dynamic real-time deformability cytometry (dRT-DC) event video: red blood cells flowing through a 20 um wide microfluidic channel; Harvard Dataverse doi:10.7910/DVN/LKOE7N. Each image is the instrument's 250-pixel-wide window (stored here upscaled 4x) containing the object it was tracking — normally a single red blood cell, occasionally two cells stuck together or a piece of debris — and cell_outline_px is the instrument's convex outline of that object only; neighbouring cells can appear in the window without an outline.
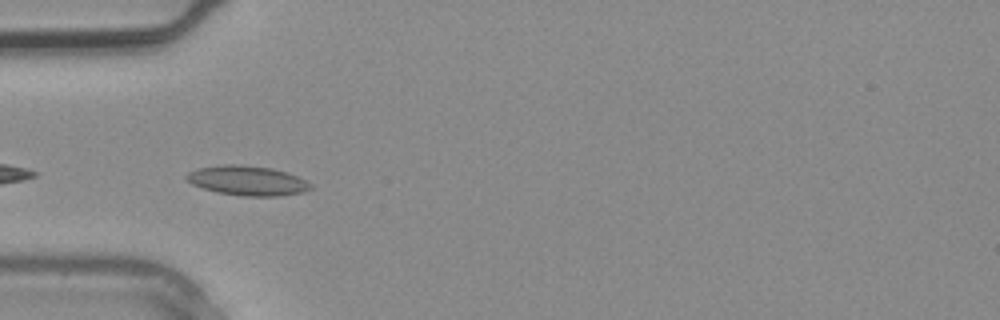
{"species": "common noctule bat (a hibernating species)", "species_latin": "Nyctalus noctula", "temperature_condition": "warm", "stored_images_in_passage": 3, "camera_frame_rate_fps": 3000, "um_per_image_px": 0.085, "animal": {"sex": "male", "body_mass_g": 20.4}, "frame": {"image": 1, "passage_image": 3, "time_ms": 0.667, "image_size_px": [1000, 320], "cell_outline_px": [[312, 188], [304, 192], [280, 196], [244, 196], [216, 192], [192, 184], [184, 176], [188, 172], [200, 168], [224, 164], [232, 164], [272, 168], [296, 176], [312, 184]], "centroid_in_image_um": [21.03, 15.36], "position_along_channel_um": 64.0, "area_um2": 21.21}}